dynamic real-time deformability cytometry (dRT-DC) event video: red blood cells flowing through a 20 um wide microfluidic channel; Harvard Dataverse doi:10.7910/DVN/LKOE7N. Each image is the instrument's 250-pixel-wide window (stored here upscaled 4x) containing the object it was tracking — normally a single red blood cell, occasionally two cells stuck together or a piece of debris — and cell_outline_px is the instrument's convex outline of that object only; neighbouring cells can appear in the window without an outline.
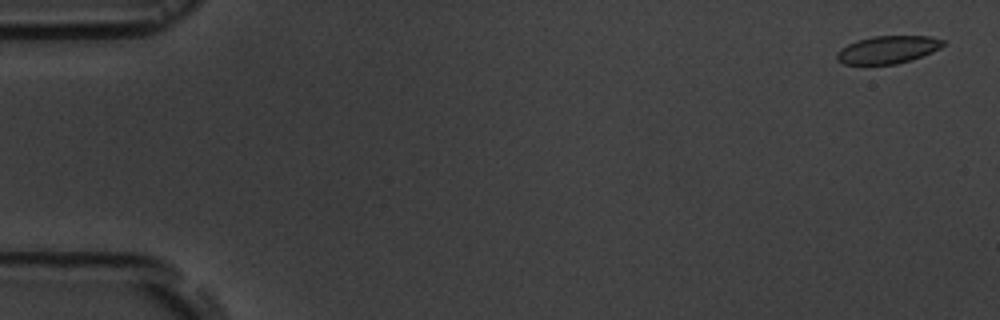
{"species": "common noctule bat (a hibernating species)", "species_latin": "Nyctalus noctula", "temperature_condition": "room temperature", "stored_images_in_passage": 12, "camera_frame_rate_fps": 3000, "um_per_image_px": 0.085, "animal": {"sex": "male", "body_mass_g": 19.5, "forearm_length_mm": 54.6}, "frame": {"image": 1, "passage_image": 1, "time_ms": 0.0, "image_size_px": [1000, 320], "cell_outline_px": [[944, 44], [940, 48], [932, 52], [912, 60], [896, 64], [844, 64], [836, 60], [836, 52], [840, 48], [856, 40], [872, 36], [928, 36], [944, 40]], "centroid_in_image_um": [75.43, 4.22], "position_along_channel_um": 9.6, "area_um2": 17.22}}
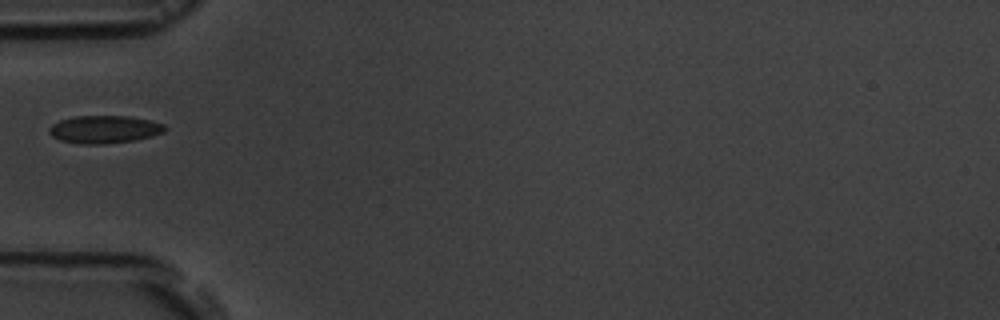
{"frame": {"image": 2, "passage_image": 6, "time_ms": 5.667, "image_size_px": [1000, 320], "cell_outline_px": [[168, 128], [164, 132], [152, 136], [136, 140], [104, 144], [80, 144], [60, 140], [52, 136], [48, 132], [48, 128], [52, 124], [60, 120], [76, 116], [128, 116], [148, 120], [164, 124]], "centroid_in_image_um": [8.87, 11.0], "position_along_channel_um": 76.1, "area_um2": 18.79}}
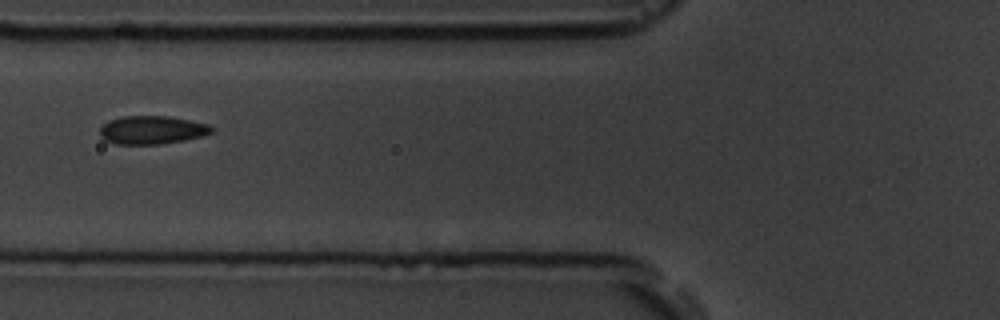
{"frame": {"image": 3, "passage_image": 7, "time_ms": 6.667, "image_size_px": [1000, 320], "cell_outline_px": [[212, 132], [204, 136], [184, 140], [160, 144], [116, 144], [104, 140], [100, 136], [100, 128], [108, 120], [124, 116], [168, 116], [208, 124], [212, 128]], "centroid_in_image_um": [12.89, 11.05], "position_along_channel_um": 112.9, "area_um2": 18.38}}